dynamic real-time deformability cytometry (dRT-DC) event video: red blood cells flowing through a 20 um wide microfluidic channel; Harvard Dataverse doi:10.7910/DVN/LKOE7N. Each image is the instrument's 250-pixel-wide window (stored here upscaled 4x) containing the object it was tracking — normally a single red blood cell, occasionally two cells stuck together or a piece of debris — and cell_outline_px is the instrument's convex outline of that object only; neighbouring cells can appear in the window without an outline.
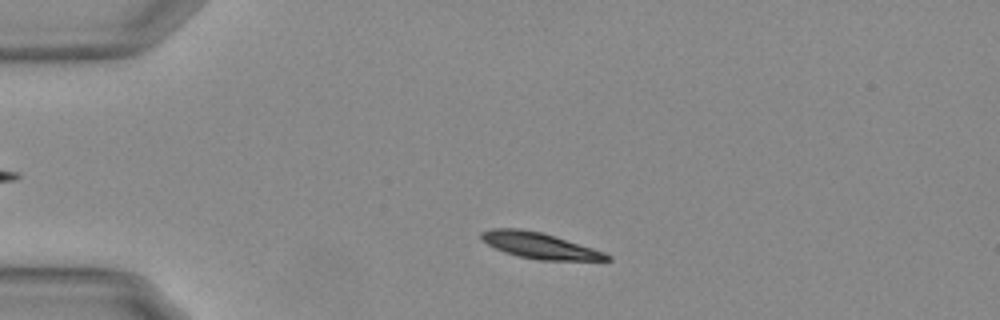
{"species": "Egyptian fruit bat (a non-hibernating species)", "species_latin": "Rousettus aegyptiacus", "temperature_condition": "warm", "stored_images_in_passage": 50, "camera_frame_rate_fps": 3000, "um_per_image_px": 0.085, "animal": {"sex": "female"}, "frame": {"image": 1, "passage_image": 7, "time_ms": 2.0, "image_size_px": [1000, 320], "cell_outline_px": [[612, 260], [540, 260], [520, 256], [504, 252], [488, 244], [480, 236], [480, 232], [492, 228], [520, 228], [540, 232], [592, 248], [604, 252], [612, 256]], "centroid_in_image_um": [45.85, 20.87], "position_along_channel_um": 39.1, "area_um2": 18.61}}
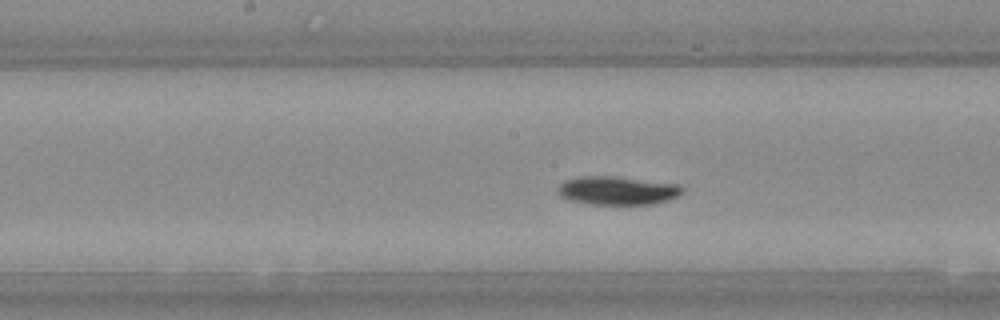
{"frame": {"image": 2, "passage_image": 23, "time_ms": 7.333, "image_size_px": [1000, 320], "cell_outline_px": [[684, 192], [680, 196], [668, 200], [652, 204], [588, 204], [568, 200], [560, 196], [556, 192], [560, 184], [568, 180], [584, 176], [612, 176], [676, 184], [684, 188]], "centroid_in_image_um": [52.48, 16.21], "position_along_channel_um": 195.7, "area_um2": 20.58}}
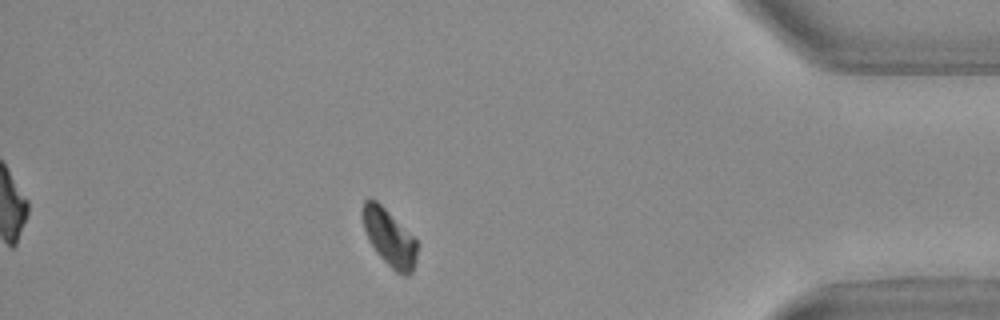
{"frame": {"image": 3, "passage_image": 43, "time_ms": 14.0, "image_size_px": [1000, 320], "cell_outline_px": [[416, 260], [412, 272], [408, 276], [404, 276], [396, 272], [376, 252], [368, 240], [364, 228], [364, 200], [376, 200], [416, 240]], "centroid_in_image_um": [33.11, 20.26], "position_along_channel_um": 402.1, "area_um2": 17.34}, "authors_computed_cell_mechanics": {"area_um2": 19.3052, "velocity_mm_per_s": 3.6755, "shape_relaxation_time_tau1_ms": 2.0127, "shape_relaxation_time_tau2_ms": null, "deformation_change_tau1": 0.1066, "deformation_change_tau2": null}}